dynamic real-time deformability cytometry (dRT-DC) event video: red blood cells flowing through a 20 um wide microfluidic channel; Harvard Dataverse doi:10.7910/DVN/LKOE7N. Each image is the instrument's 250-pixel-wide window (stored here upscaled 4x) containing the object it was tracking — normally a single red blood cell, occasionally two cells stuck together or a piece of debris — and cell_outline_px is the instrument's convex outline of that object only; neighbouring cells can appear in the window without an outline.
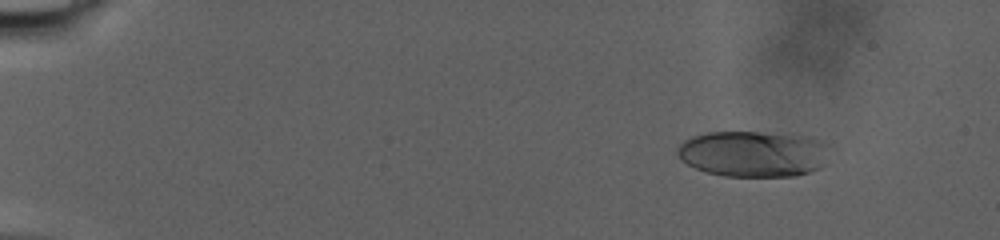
{"species": "human", "species_latin": "Homo sapiens", "temperature_condition": "warm", "stored_images_in_passage": 100, "camera_frame_rate_fps": 3000, "um_per_image_px": 0.085, "donor": {"sex": "male"}, "frame": {"image": 1, "passage_image": 15, "time_ms": 4.667, "image_size_px": [1000, 240], "cell_outline_px": [[820, 168], [796, 176], [724, 176], [708, 172], [696, 168], [680, 160], [676, 152], [676, 148], [684, 140], [692, 136], [708, 132], [760, 132], [800, 136], [820, 140]], "centroid_in_image_um": [63.83, 13.08], "position_along_channel_um": 21.2, "area_um2": 39.65}}
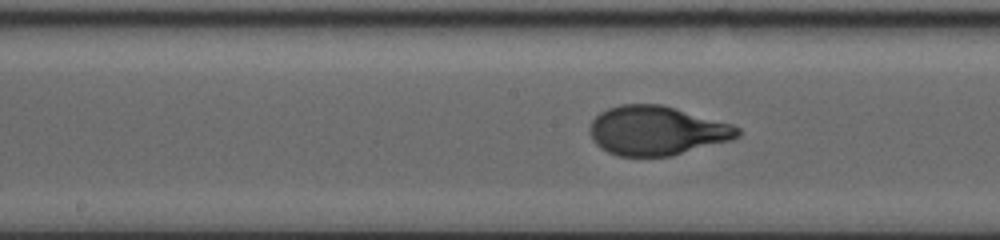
{"frame": {"image": 2, "passage_image": 64, "time_ms": 21.0, "image_size_px": [1000, 240], "cell_outline_px": [[740, 136], [732, 140], [672, 156], [620, 156], [608, 152], [600, 148], [592, 140], [588, 132], [588, 128], [592, 120], [600, 112], [608, 108], [620, 104], [664, 104], [732, 124], [740, 128]], "centroid_in_image_um": [55.81, 11.1], "position_along_channel_um": 192.4, "area_um2": 42.83}}
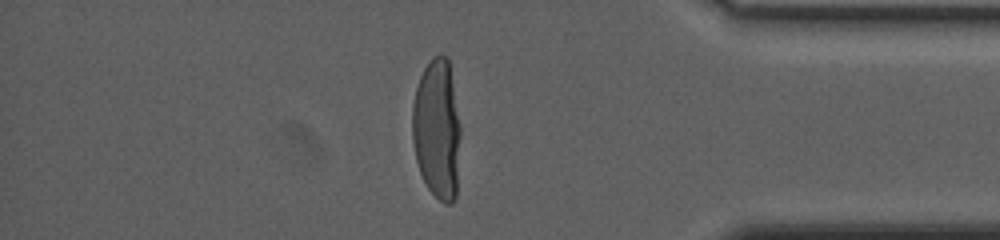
{"frame": {"image": 3, "passage_image": 100, "time_ms": 33.0, "image_size_px": [1000, 240], "cell_outline_px": [[460, 136], [456, 196], [452, 204], [444, 204], [428, 188], [420, 172], [416, 160], [412, 140], [412, 104], [416, 88], [420, 76], [424, 68], [440, 52], [448, 56], [460, 124]], "centroid_in_image_um": [37.14, 10.98], "position_along_channel_um": 398.1, "area_um2": 39.48}}